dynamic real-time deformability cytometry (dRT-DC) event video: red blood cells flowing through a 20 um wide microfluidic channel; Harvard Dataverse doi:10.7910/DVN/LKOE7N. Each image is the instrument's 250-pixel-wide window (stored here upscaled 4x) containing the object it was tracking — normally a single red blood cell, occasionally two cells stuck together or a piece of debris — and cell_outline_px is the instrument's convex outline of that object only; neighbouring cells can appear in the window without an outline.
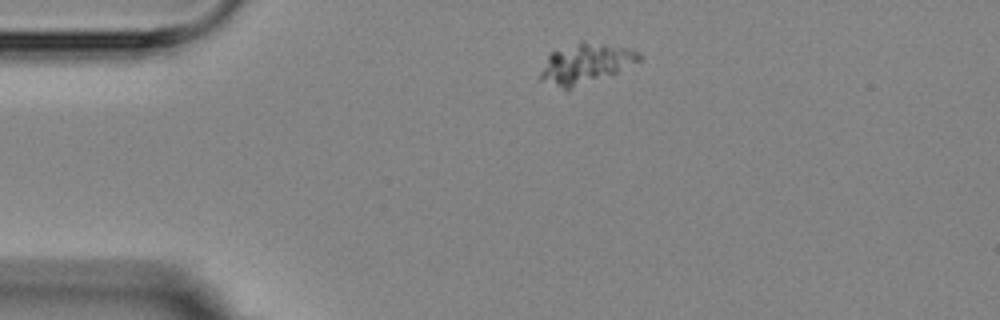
{"species": "Egyptian fruit bat (a non-hibernating species)", "species_latin": "Rousettus aegyptiacus", "temperature_condition": "room temperature", "stored_images_in_passage": 2, "camera_frame_rate_fps": 3000, "um_per_image_px": 0.085, "animal": {"sex": "female"}, "frame": {"image": 1, "passage_image": 1, "time_ms": 0.0, "image_size_px": [1000, 320], "cell_outline_px": [[644, 56], [640, 60], [616, 72], [568, 92], [540, 80], [540, 72], [548, 56], [552, 52], [580, 40], [584, 40], [628, 48], [640, 52]], "centroid_in_image_um": [49.76, 5.42], "position_along_channel_um": 35.2, "area_um2": 23.35}}